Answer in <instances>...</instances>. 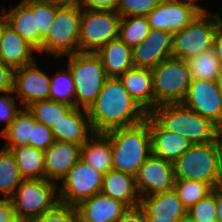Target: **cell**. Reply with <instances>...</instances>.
I'll list each match as a JSON object with an SVG mask.
<instances>
[{"mask_svg": "<svg viewBox=\"0 0 222 222\" xmlns=\"http://www.w3.org/2000/svg\"><path fill=\"white\" fill-rule=\"evenodd\" d=\"M94 133L142 123L147 112L129 95L118 77H108L87 110Z\"/></svg>", "mask_w": 222, "mask_h": 222, "instance_id": "obj_1", "label": "cell"}, {"mask_svg": "<svg viewBox=\"0 0 222 222\" xmlns=\"http://www.w3.org/2000/svg\"><path fill=\"white\" fill-rule=\"evenodd\" d=\"M105 134L112 149V168L135 177L141 165L152 154L149 114L131 127L115 128Z\"/></svg>", "mask_w": 222, "mask_h": 222, "instance_id": "obj_2", "label": "cell"}, {"mask_svg": "<svg viewBox=\"0 0 222 222\" xmlns=\"http://www.w3.org/2000/svg\"><path fill=\"white\" fill-rule=\"evenodd\" d=\"M149 115L163 129L177 133L193 144L213 142L219 137L220 128L216 124L182 103L158 105Z\"/></svg>", "mask_w": 222, "mask_h": 222, "instance_id": "obj_3", "label": "cell"}, {"mask_svg": "<svg viewBox=\"0 0 222 222\" xmlns=\"http://www.w3.org/2000/svg\"><path fill=\"white\" fill-rule=\"evenodd\" d=\"M176 180H198L212 188L222 185V159L219 140L193 144L174 163Z\"/></svg>", "mask_w": 222, "mask_h": 222, "instance_id": "obj_4", "label": "cell"}, {"mask_svg": "<svg viewBox=\"0 0 222 222\" xmlns=\"http://www.w3.org/2000/svg\"><path fill=\"white\" fill-rule=\"evenodd\" d=\"M57 184L46 178L23 179L10 198L14 216L23 222L43 216L59 203Z\"/></svg>", "mask_w": 222, "mask_h": 222, "instance_id": "obj_5", "label": "cell"}, {"mask_svg": "<svg viewBox=\"0 0 222 222\" xmlns=\"http://www.w3.org/2000/svg\"><path fill=\"white\" fill-rule=\"evenodd\" d=\"M220 13H200L187 26L173 34L172 57L187 61L201 52L214 49Z\"/></svg>", "mask_w": 222, "mask_h": 222, "instance_id": "obj_6", "label": "cell"}, {"mask_svg": "<svg viewBox=\"0 0 222 222\" xmlns=\"http://www.w3.org/2000/svg\"><path fill=\"white\" fill-rule=\"evenodd\" d=\"M66 56L75 84V107L88 110L108 78L101 59L96 53L77 52Z\"/></svg>", "mask_w": 222, "mask_h": 222, "instance_id": "obj_7", "label": "cell"}, {"mask_svg": "<svg viewBox=\"0 0 222 222\" xmlns=\"http://www.w3.org/2000/svg\"><path fill=\"white\" fill-rule=\"evenodd\" d=\"M80 5H59L47 35L42 39L41 53L54 57L79 52Z\"/></svg>", "mask_w": 222, "mask_h": 222, "instance_id": "obj_8", "label": "cell"}, {"mask_svg": "<svg viewBox=\"0 0 222 222\" xmlns=\"http://www.w3.org/2000/svg\"><path fill=\"white\" fill-rule=\"evenodd\" d=\"M151 72L155 107L183 102L192 80L187 61L170 57Z\"/></svg>", "mask_w": 222, "mask_h": 222, "instance_id": "obj_9", "label": "cell"}, {"mask_svg": "<svg viewBox=\"0 0 222 222\" xmlns=\"http://www.w3.org/2000/svg\"><path fill=\"white\" fill-rule=\"evenodd\" d=\"M121 16L115 11L81 8L79 52L96 53L119 37Z\"/></svg>", "mask_w": 222, "mask_h": 222, "instance_id": "obj_10", "label": "cell"}, {"mask_svg": "<svg viewBox=\"0 0 222 222\" xmlns=\"http://www.w3.org/2000/svg\"><path fill=\"white\" fill-rule=\"evenodd\" d=\"M103 176V173L80 159L61 180V187L57 188L59 202L77 206L84 199L101 193Z\"/></svg>", "mask_w": 222, "mask_h": 222, "instance_id": "obj_11", "label": "cell"}, {"mask_svg": "<svg viewBox=\"0 0 222 222\" xmlns=\"http://www.w3.org/2000/svg\"><path fill=\"white\" fill-rule=\"evenodd\" d=\"M182 104L222 129V97L217 81L192 79Z\"/></svg>", "mask_w": 222, "mask_h": 222, "instance_id": "obj_12", "label": "cell"}, {"mask_svg": "<svg viewBox=\"0 0 222 222\" xmlns=\"http://www.w3.org/2000/svg\"><path fill=\"white\" fill-rule=\"evenodd\" d=\"M173 163L150 155L135 175V185L140 198L174 189Z\"/></svg>", "mask_w": 222, "mask_h": 222, "instance_id": "obj_13", "label": "cell"}, {"mask_svg": "<svg viewBox=\"0 0 222 222\" xmlns=\"http://www.w3.org/2000/svg\"><path fill=\"white\" fill-rule=\"evenodd\" d=\"M12 90L23 108L36 101L49 100L50 76L40 70L36 61L13 71Z\"/></svg>", "mask_w": 222, "mask_h": 222, "instance_id": "obj_14", "label": "cell"}, {"mask_svg": "<svg viewBox=\"0 0 222 222\" xmlns=\"http://www.w3.org/2000/svg\"><path fill=\"white\" fill-rule=\"evenodd\" d=\"M199 14L190 5L176 0H161L146 17L150 29H160L174 34L187 26Z\"/></svg>", "mask_w": 222, "mask_h": 222, "instance_id": "obj_15", "label": "cell"}, {"mask_svg": "<svg viewBox=\"0 0 222 222\" xmlns=\"http://www.w3.org/2000/svg\"><path fill=\"white\" fill-rule=\"evenodd\" d=\"M173 34L160 29H150L144 42L132 48L134 67H156L161 61L172 57Z\"/></svg>", "mask_w": 222, "mask_h": 222, "instance_id": "obj_16", "label": "cell"}, {"mask_svg": "<svg viewBox=\"0 0 222 222\" xmlns=\"http://www.w3.org/2000/svg\"><path fill=\"white\" fill-rule=\"evenodd\" d=\"M82 144L55 141L44 151L45 178L57 183L81 159Z\"/></svg>", "mask_w": 222, "mask_h": 222, "instance_id": "obj_17", "label": "cell"}, {"mask_svg": "<svg viewBox=\"0 0 222 222\" xmlns=\"http://www.w3.org/2000/svg\"><path fill=\"white\" fill-rule=\"evenodd\" d=\"M75 207L81 222H117L129 208L125 203L102 193L84 199Z\"/></svg>", "mask_w": 222, "mask_h": 222, "instance_id": "obj_18", "label": "cell"}, {"mask_svg": "<svg viewBox=\"0 0 222 222\" xmlns=\"http://www.w3.org/2000/svg\"><path fill=\"white\" fill-rule=\"evenodd\" d=\"M149 128L152 155L165 161L174 163L193 145L183 136L163 129L150 115Z\"/></svg>", "mask_w": 222, "mask_h": 222, "instance_id": "obj_19", "label": "cell"}, {"mask_svg": "<svg viewBox=\"0 0 222 222\" xmlns=\"http://www.w3.org/2000/svg\"><path fill=\"white\" fill-rule=\"evenodd\" d=\"M55 141L83 144L93 133L88 112L73 107L52 127Z\"/></svg>", "mask_w": 222, "mask_h": 222, "instance_id": "obj_20", "label": "cell"}, {"mask_svg": "<svg viewBox=\"0 0 222 222\" xmlns=\"http://www.w3.org/2000/svg\"><path fill=\"white\" fill-rule=\"evenodd\" d=\"M37 51L10 25H6L0 37V60L13 70L35 62L33 52Z\"/></svg>", "mask_w": 222, "mask_h": 222, "instance_id": "obj_21", "label": "cell"}, {"mask_svg": "<svg viewBox=\"0 0 222 222\" xmlns=\"http://www.w3.org/2000/svg\"><path fill=\"white\" fill-rule=\"evenodd\" d=\"M129 95L149 114L155 108L150 68L132 67L118 77Z\"/></svg>", "mask_w": 222, "mask_h": 222, "instance_id": "obj_22", "label": "cell"}, {"mask_svg": "<svg viewBox=\"0 0 222 222\" xmlns=\"http://www.w3.org/2000/svg\"><path fill=\"white\" fill-rule=\"evenodd\" d=\"M140 206L144 209V217L180 220L188 211L174 189L142 197Z\"/></svg>", "mask_w": 222, "mask_h": 222, "instance_id": "obj_23", "label": "cell"}, {"mask_svg": "<svg viewBox=\"0 0 222 222\" xmlns=\"http://www.w3.org/2000/svg\"><path fill=\"white\" fill-rule=\"evenodd\" d=\"M101 193L125 203L128 207L140 205L135 177L121 171L110 170L103 176Z\"/></svg>", "mask_w": 222, "mask_h": 222, "instance_id": "obj_24", "label": "cell"}, {"mask_svg": "<svg viewBox=\"0 0 222 222\" xmlns=\"http://www.w3.org/2000/svg\"><path fill=\"white\" fill-rule=\"evenodd\" d=\"M96 54L101 59L107 77H119L134 67L132 48L119 37L109 41Z\"/></svg>", "mask_w": 222, "mask_h": 222, "instance_id": "obj_25", "label": "cell"}, {"mask_svg": "<svg viewBox=\"0 0 222 222\" xmlns=\"http://www.w3.org/2000/svg\"><path fill=\"white\" fill-rule=\"evenodd\" d=\"M81 159L103 174L112 170V149L109 137L105 133H93L82 144Z\"/></svg>", "mask_w": 222, "mask_h": 222, "instance_id": "obj_26", "label": "cell"}, {"mask_svg": "<svg viewBox=\"0 0 222 222\" xmlns=\"http://www.w3.org/2000/svg\"><path fill=\"white\" fill-rule=\"evenodd\" d=\"M5 13L10 25L21 37L31 44L38 53V29L33 14V0H22L16 7Z\"/></svg>", "mask_w": 222, "mask_h": 222, "instance_id": "obj_27", "label": "cell"}, {"mask_svg": "<svg viewBox=\"0 0 222 222\" xmlns=\"http://www.w3.org/2000/svg\"><path fill=\"white\" fill-rule=\"evenodd\" d=\"M15 156L20 175L23 179H44V151L30 145L10 149Z\"/></svg>", "mask_w": 222, "mask_h": 222, "instance_id": "obj_28", "label": "cell"}, {"mask_svg": "<svg viewBox=\"0 0 222 222\" xmlns=\"http://www.w3.org/2000/svg\"><path fill=\"white\" fill-rule=\"evenodd\" d=\"M35 122L36 120L28 108L21 109L10 126L1 134V136L7 139L6 145L3 148L10 150L17 146L29 145L32 126Z\"/></svg>", "mask_w": 222, "mask_h": 222, "instance_id": "obj_29", "label": "cell"}, {"mask_svg": "<svg viewBox=\"0 0 222 222\" xmlns=\"http://www.w3.org/2000/svg\"><path fill=\"white\" fill-rule=\"evenodd\" d=\"M191 79L217 81L222 75V65L214 49H208L187 60Z\"/></svg>", "mask_w": 222, "mask_h": 222, "instance_id": "obj_30", "label": "cell"}, {"mask_svg": "<svg viewBox=\"0 0 222 222\" xmlns=\"http://www.w3.org/2000/svg\"><path fill=\"white\" fill-rule=\"evenodd\" d=\"M22 181L14 154L11 150L1 148L0 193L4 199H10Z\"/></svg>", "mask_w": 222, "mask_h": 222, "instance_id": "obj_31", "label": "cell"}, {"mask_svg": "<svg viewBox=\"0 0 222 222\" xmlns=\"http://www.w3.org/2000/svg\"><path fill=\"white\" fill-rule=\"evenodd\" d=\"M149 31L146 16H127L120 20L119 38L131 48L144 42Z\"/></svg>", "mask_w": 222, "mask_h": 222, "instance_id": "obj_32", "label": "cell"}, {"mask_svg": "<svg viewBox=\"0 0 222 222\" xmlns=\"http://www.w3.org/2000/svg\"><path fill=\"white\" fill-rule=\"evenodd\" d=\"M27 108L37 122L52 129L73 107L52 100H43L36 101Z\"/></svg>", "mask_w": 222, "mask_h": 222, "instance_id": "obj_33", "label": "cell"}, {"mask_svg": "<svg viewBox=\"0 0 222 222\" xmlns=\"http://www.w3.org/2000/svg\"><path fill=\"white\" fill-rule=\"evenodd\" d=\"M49 100L75 107V84L68 67L50 77Z\"/></svg>", "mask_w": 222, "mask_h": 222, "instance_id": "obj_34", "label": "cell"}, {"mask_svg": "<svg viewBox=\"0 0 222 222\" xmlns=\"http://www.w3.org/2000/svg\"><path fill=\"white\" fill-rule=\"evenodd\" d=\"M212 187L198 180H175L174 190L184 207L189 210L212 192Z\"/></svg>", "mask_w": 222, "mask_h": 222, "instance_id": "obj_35", "label": "cell"}, {"mask_svg": "<svg viewBox=\"0 0 222 222\" xmlns=\"http://www.w3.org/2000/svg\"><path fill=\"white\" fill-rule=\"evenodd\" d=\"M59 6L54 0H33V14L38 29V52L41 53L42 39L47 35Z\"/></svg>", "mask_w": 222, "mask_h": 222, "instance_id": "obj_36", "label": "cell"}, {"mask_svg": "<svg viewBox=\"0 0 222 222\" xmlns=\"http://www.w3.org/2000/svg\"><path fill=\"white\" fill-rule=\"evenodd\" d=\"M187 214L195 222H216L217 207L215 203V187L212 192L192 206Z\"/></svg>", "mask_w": 222, "mask_h": 222, "instance_id": "obj_37", "label": "cell"}, {"mask_svg": "<svg viewBox=\"0 0 222 222\" xmlns=\"http://www.w3.org/2000/svg\"><path fill=\"white\" fill-rule=\"evenodd\" d=\"M34 222H81L75 206L57 203Z\"/></svg>", "mask_w": 222, "mask_h": 222, "instance_id": "obj_38", "label": "cell"}, {"mask_svg": "<svg viewBox=\"0 0 222 222\" xmlns=\"http://www.w3.org/2000/svg\"><path fill=\"white\" fill-rule=\"evenodd\" d=\"M161 0H120L117 12L121 17L146 16Z\"/></svg>", "mask_w": 222, "mask_h": 222, "instance_id": "obj_39", "label": "cell"}, {"mask_svg": "<svg viewBox=\"0 0 222 222\" xmlns=\"http://www.w3.org/2000/svg\"><path fill=\"white\" fill-rule=\"evenodd\" d=\"M1 94L2 93H0V121H4L5 126L0 131V134L10 126L16 115L21 111V109L17 107L16 97L12 95L14 94L13 90L4 92V95Z\"/></svg>", "mask_w": 222, "mask_h": 222, "instance_id": "obj_40", "label": "cell"}, {"mask_svg": "<svg viewBox=\"0 0 222 222\" xmlns=\"http://www.w3.org/2000/svg\"><path fill=\"white\" fill-rule=\"evenodd\" d=\"M55 142L52 130L40 122H35L32 126L29 145L45 151Z\"/></svg>", "mask_w": 222, "mask_h": 222, "instance_id": "obj_41", "label": "cell"}, {"mask_svg": "<svg viewBox=\"0 0 222 222\" xmlns=\"http://www.w3.org/2000/svg\"><path fill=\"white\" fill-rule=\"evenodd\" d=\"M120 0H82L80 7L90 10H106L117 12Z\"/></svg>", "mask_w": 222, "mask_h": 222, "instance_id": "obj_42", "label": "cell"}, {"mask_svg": "<svg viewBox=\"0 0 222 222\" xmlns=\"http://www.w3.org/2000/svg\"><path fill=\"white\" fill-rule=\"evenodd\" d=\"M13 69L0 60V93L12 90Z\"/></svg>", "mask_w": 222, "mask_h": 222, "instance_id": "obj_43", "label": "cell"}, {"mask_svg": "<svg viewBox=\"0 0 222 222\" xmlns=\"http://www.w3.org/2000/svg\"><path fill=\"white\" fill-rule=\"evenodd\" d=\"M117 222H145L144 209L140 205L129 207Z\"/></svg>", "mask_w": 222, "mask_h": 222, "instance_id": "obj_44", "label": "cell"}, {"mask_svg": "<svg viewBox=\"0 0 222 222\" xmlns=\"http://www.w3.org/2000/svg\"><path fill=\"white\" fill-rule=\"evenodd\" d=\"M14 217L10 199L0 197V222H10Z\"/></svg>", "mask_w": 222, "mask_h": 222, "instance_id": "obj_45", "label": "cell"}, {"mask_svg": "<svg viewBox=\"0 0 222 222\" xmlns=\"http://www.w3.org/2000/svg\"><path fill=\"white\" fill-rule=\"evenodd\" d=\"M215 203L217 207L216 222H222V185L215 187Z\"/></svg>", "mask_w": 222, "mask_h": 222, "instance_id": "obj_46", "label": "cell"}, {"mask_svg": "<svg viewBox=\"0 0 222 222\" xmlns=\"http://www.w3.org/2000/svg\"><path fill=\"white\" fill-rule=\"evenodd\" d=\"M214 52L222 65V24L217 30V37L214 43Z\"/></svg>", "mask_w": 222, "mask_h": 222, "instance_id": "obj_47", "label": "cell"}, {"mask_svg": "<svg viewBox=\"0 0 222 222\" xmlns=\"http://www.w3.org/2000/svg\"><path fill=\"white\" fill-rule=\"evenodd\" d=\"M176 1L192 6L199 13H210V12H208V10H206V8H203L199 5H197L198 0L197 1L196 0H176Z\"/></svg>", "mask_w": 222, "mask_h": 222, "instance_id": "obj_48", "label": "cell"}, {"mask_svg": "<svg viewBox=\"0 0 222 222\" xmlns=\"http://www.w3.org/2000/svg\"><path fill=\"white\" fill-rule=\"evenodd\" d=\"M8 24L7 22V16H6V13H5V10L4 8L1 9V15H0V37L2 35V32L5 28V26Z\"/></svg>", "mask_w": 222, "mask_h": 222, "instance_id": "obj_49", "label": "cell"}, {"mask_svg": "<svg viewBox=\"0 0 222 222\" xmlns=\"http://www.w3.org/2000/svg\"><path fill=\"white\" fill-rule=\"evenodd\" d=\"M145 222H179L180 220H173L170 218H155V217H144Z\"/></svg>", "mask_w": 222, "mask_h": 222, "instance_id": "obj_50", "label": "cell"}, {"mask_svg": "<svg viewBox=\"0 0 222 222\" xmlns=\"http://www.w3.org/2000/svg\"><path fill=\"white\" fill-rule=\"evenodd\" d=\"M59 5H80L82 0H54Z\"/></svg>", "mask_w": 222, "mask_h": 222, "instance_id": "obj_51", "label": "cell"}, {"mask_svg": "<svg viewBox=\"0 0 222 222\" xmlns=\"http://www.w3.org/2000/svg\"><path fill=\"white\" fill-rule=\"evenodd\" d=\"M179 222H195L188 214H186L183 218L180 219Z\"/></svg>", "mask_w": 222, "mask_h": 222, "instance_id": "obj_52", "label": "cell"}, {"mask_svg": "<svg viewBox=\"0 0 222 222\" xmlns=\"http://www.w3.org/2000/svg\"><path fill=\"white\" fill-rule=\"evenodd\" d=\"M218 82V88H219V92H220V95L222 97V75L219 77V79L217 80Z\"/></svg>", "mask_w": 222, "mask_h": 222, "instance_id": "obj_53", "label": "cell"}, {"mask_svg": "<svg viewBox=\"0 0 222 222\" xmlns=\"http://www.w3.org/2000/svg\"><path fill=\"white\" fill-rule=\"evenodd\" d=\"M218 140L221 148V159H222V129H220Z\"/></svg>", "mask_w": 222, "mask_h": 222, "instance_id": "obj_54", "label": "cell"}, {"mask_svg": "<svg viewBox=\"0 0 222 222\" xmlns=\"http://www.w3.org/2000/svg\"><path fill=\"white\" fill-rule=\"evenodd\" d=\"M10 222H23V221L18 220L16 217H14Z\"/></svg>", "mask_w": 222, "mask_h": 222, "instance_id": "obj_55", "label": "cell"}]
</instances>
